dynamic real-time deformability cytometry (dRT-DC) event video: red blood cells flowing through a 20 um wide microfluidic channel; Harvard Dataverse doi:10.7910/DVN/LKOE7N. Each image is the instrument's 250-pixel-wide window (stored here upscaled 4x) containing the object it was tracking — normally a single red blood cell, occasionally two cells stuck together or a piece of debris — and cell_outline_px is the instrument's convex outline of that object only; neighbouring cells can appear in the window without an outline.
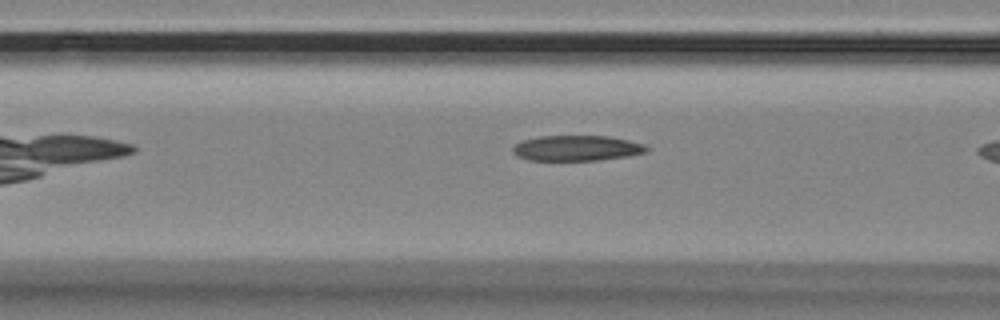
{"species": "Egyptian fruit bat (a non-hibernating species)", "species_latin": "Rousettus aegyptiacus", "temperature_condition": "room temperature", "stored_images_in_passage": 5, "camera_frame_rate_fps": 3000, "um_per_image_px": 0.085, "animal": {"sex": "female"}, "frame": {"image": 1, "passage_image": 3, "time_ms": 0.667, "image_size_px": [1000, 320], "cell_outline_px": [[648, 152], [628, 156], [600, 160], [528, 160], [512, 152], [512, 148], [516, 144], [524, 140], [540, 136], [608, 136], [628, 140], [644, 144], [648, 148]], "centroid_in_image_um": [49.06, 12.59], "position_along_channel_um": 117.5, "area_um2": 19.71}}